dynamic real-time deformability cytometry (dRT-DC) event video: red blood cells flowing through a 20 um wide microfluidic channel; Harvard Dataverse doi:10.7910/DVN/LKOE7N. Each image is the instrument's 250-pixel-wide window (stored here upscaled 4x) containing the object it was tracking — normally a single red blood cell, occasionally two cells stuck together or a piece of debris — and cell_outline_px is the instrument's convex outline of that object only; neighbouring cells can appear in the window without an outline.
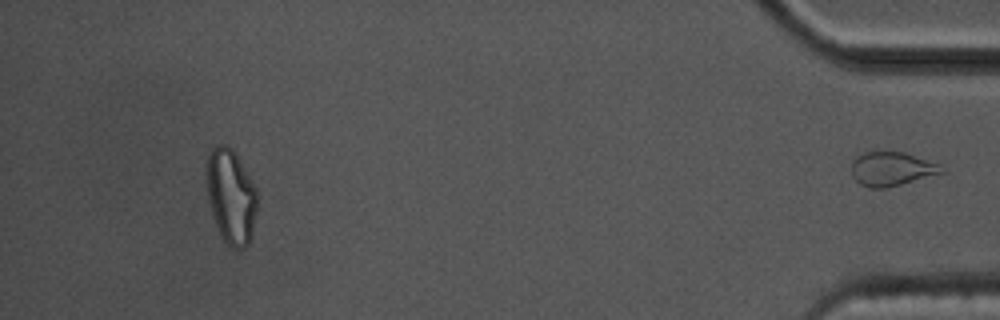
{"species": "common noctule bat (a hibernating species)", "species_latin": "Nyctalus noctula", "temperature_condition": "cold", "stored_images_in_passage": 44, "segment_of_instrument_passage": [2, 2], "camera_frame_rate_fps": 3000, "um_per_image_px": 0.085, "animal": {"sex": "male", "body_mass_g": 17.5, "forearm_length_mm": 52.3}, "frame": {"image": 1, "passage_image": 44, "time_ms": 14.333, "image_size_px": [1000, 320], "cell_outline_px": [[944, 172], [900, 184], [884, 188], [872, 188], [860, 184], [852, 176], [852, 160], [856, 156], [864, 152], [904, 152], [936, 164]], "centroid_in_image_um": [75.7, 14.35], "position_along_channel_um": 359.5, "area_um2": 17.28}}